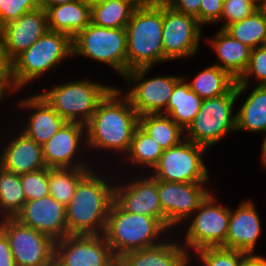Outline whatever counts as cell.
<instances>
[{"label":"cell","instance_id":"277c9868","mask_svg":"<svg viewBox=\"0 0 266 266\" xmlns=\"http://www.w3.org/2000/svg\"><path fill=\"white\" fill-rule=\"evenodd\" d=\"M167 229L159 219L125 212L113 201L103 235L118 258L126 252L160 244L155 240Z\"/></svg>","mask_w":266,"mask_h":266},{"label":"cell","instance_id":"d6a6232c","mask_svg":"<svg viewBox=\"0 0 266 266\" xmlns=\"http://www.w3.org/2000/svg\"><path fill=\"white\" fill-rule=\"evenodd\" d=\"M26 202L20 175L0 166V208L5 218H15Z\"/></svg>","mask_w":266,"mask_h":266},{"label":"cell","instance_id":"9a60e30c","mask_svg":"<svg viewBox=\"0 0 266 266\" xmlns=\"http://www.w3.org/2000/svg\"><path fill=\"white\" fill-rule=\"evenodd\" d=\"M204 183H178L158 180V196L167 228L190 218L210 193Z\"/></svg>","mask_w":266,"mask_h":266},{"label":"cell","instance_id":"d4e9b609","mask_svg":"<svg viewBox=\"0 0 266 266\" xmlns=\"http://www.w3.org/2000/svg\"><path fill=\"white\" fill-rule=\"evenodd\" d=\"M46 12L49 30L68 34L72 39L91 23V7L77 0L51 6Z\"/></svg>","mask_w":266,"mask_h":266},{"label":"cell","instance_id":"4fadbf2b","mask_svg":"<svg viewBox=\"0 0 266 266\" xmlns=\"http://www.w3.org/2000/svg\"><path fill=\"white\" fill-rule=\"evenodd\" d=\"M55 257L63 266H117L104 235H68L55 242Z\"/></svg>","mask_w":266,"mask_h":266},{"label":"cell","instance_id":"e575fe53","mask_svg":"<svg viewBox=\"0 0 266 266\" xmlns=\"http://www.w3.org/2000/svg\"><path fill=\"white\" fill-rule=\"evenodd\" d=\"M205 266H242L247 253L223 247H207L196 251Z\"/></svg>","mask_w":266,"mask_h":266},{"label":"cell","instance_id":"f35d334b","mask_svg":"<svg viewBox=\"0 0 266 266\" xmlns=\"http://www.w3.org/2000/svg\"><path fill=\"white\" fill-rule=\"evenodd\" d=\"M36 9V0H0V16L5 25Z\"/></svg>","mask_w":266,"mask_h":266},{"label":"cell","instance_id":"db71d44e","mask_svg":"<svg viewBox=\"0 0 266 266\" xmlns=\"http://www.w3.org/2000/svg\"><path fill=\"white\" fill-rule=\"evenodd\" d=\"M252 1L256 2L259 6H261L264 0H252Z\"/></svg>","mask_w":266,"mask_h":266},{"label":"cell","instance_id":"6da1fadb","mask_svg":"<svg viewBox=\"0 0 266 266\" xmlns=\"http://www.w3.org/2000/svg\"><path fill=\"white\" fill-rule=\"evenodd\" d=\"M113 87L99 102L96 111L85 125L88 147L129 152L139 116L126 96Z\"/></svg>","mask_w":266,"mask_h":266},{"label":"cell","instance_id":"83f0119b","mask_svg":"<svg viewBox=\"0 0 266 266\" xmlns=\"http://www.w3.org/2000/svg\"><path fill=\"white\" fill-rule=\"evenodd\" d=\"M236 81L227 71L212 65L196 75L188 85L203 100L227 94Z\"/></svg>","mask_w":266,"mask_h":266},{"label":"cell","instance_id":"f907efd6","mask_svg":"<svg viewBox=\"0 0 266 266\" xmlns=\"http://www.w3.org/2000/svg\"><path fill=\"white\" fill-rule=\"evenodd\" d=\"M44 266H63L59 260H57V258L54 256L47 264H45Z\"/></svg>","mask_w":266,"mask_h":266},{"label":"cell","instance_id":"2e32d148","mask_svg":"<svg viewBox=\"0 0 266 266\" xmlns=\"http://www.w3.org/2000/svg\"><path fill=\"white\" fill-rule=\"evenodd\" d=\"M15 219L21 224L49 236L54 241L69 235L66 207L51 195L26 201Z\"/></svg>","mask_w":266,"mask_h":266},{"label":"cell","instance_id":"d6986e66","mask_svg":"<svg viewBox=\"0 0 266 266\" xmlns=\"http://www.w3.org/2000/svg\"><path fill=\"white\" fill-rule=\"evenodd\" d=\"M84 129L86 126L83 124L66 122L42 145L43 160L47 168H88L79 161L73 162L80 146L81 135H85Z\"/></svg>","mask_w":266,"mask_h":266},{"label":"cell","instance_id":"c3c4849f","mask_svg":"<svg viewBox=\"0 0 266 266\" xmlns=\"http://www.w3.org/2000/svg\"><path fill=\"white\" fill-rule=\"evenodd\" d=\"M262 163L264 164V167L266 168V136L263 140V144H262Z\"/></svg>","mask_w":266,"mask_h":266},{"label":"cell","instance_id":"f1b7e54d","mask_svg":"<svg viewBox=\"0 0 266 266\" xmlns=\"http://www.w3.org/2000/svg\"><path fill=\"white\" fill-rule=\"evenodd\" d=\"M224 30L251 49L266 46V15L261 8L250 16L231 23Z\"/></svg>","mask_w":266,"mask_h":266},{"label":"cell","instance_id":"e0dca14e","mask_svg":"<svg viewBox=\"0 0 266 266\" xmlns=\"http://www.w3.org/2000/svg\"><path fill=\"white\" fill-rule=\"evenodd\" d=\"M114 187V202L125 212L141 214L159 219L166 227L158 196V180L150 178L133 181L127 186Z\"/></svg>","mask_w":266,"mask_h":266},{"label":"cell","instance_id":"30bf717a","mask_svg":"<svg viewBox=\"0 0 266 266\" xmlns=\"http://www.w3.org/2000/svg\"><path fill=\"white\" fill-rule=\"evenodd\" d=\"M0 229L9 240L16 266H44L55 256L56 241L15 218H3Z\"/></svg>","mask_w":266,"mask_h":266},{"label":"cell","instance_id":"816d5d0a","mask_svg":"<svg viewBox=\"0 0 266 266\" xmlns=\"http://www.w3.org/2000/svg\"><path fill=\"white\" fill-rule=\"evenodd\" d=\"M4 32H5V24L2 21L1 16H0V41H3L4 39Z\"/></svg>","mask_w":266,"mask_h":266},{"label":"cell","instance_id":"8fae6325","mask_svg":"<svg viewBox=\"0 0 266 266\" xmlns=\"http://www.w3.org/2000/svg\"><path fill=\"white\" fill-rule=\"evenodd\" d=\"M216 198L211 193L195 210L198 214L191 220L192 223L186 232V248L195 251L207 247H222L226 241L230 209L216 205Z\"/></svg>","mask_w":266,"mask_h":266},{"label":"cell","instance_id":"ab89813d","mask_svg":"<svg viewBox=\"0 0 266 266\" xmlns=\"http://www.w3.org/2000/svg\"><path fill=\"white\" fill-rule=\"evenodd\" d=\"M224 0H201L199 10V24L219 21L223 11Z\"/></svg>","mask_w":266,"mask_h":266},{"label":"cell","instance_id":"f6af8a7d","mask_svg":"<svg viewBox=\"0 0 266 266\" xmlns=\"http://www.w3.org/2000/svg\"><path fill=\"white\" fill-rule=\"evenodd\" d=\"M135 8L161 6L166 0H128Z\"/></svg>","mask_w":266,"mask_h":266},{"label":"cell","instance_id":"484cf974","mask_svg":"<svg viewBox=\"0 0 266 266\" xmlns=\"http://www.w3.org/2000/svg\"><path fill=\"white\" fill-rule=\"evenodd\" d=\"M186 78L182 77L174 86L169 98L165 115L169 116L185 131L201 108L203 100L189 88Z\"/></svg>","mask_w":266,"mask_h":266},{"label":"cell","instance_id":"60d3db41","mask_svg":"<svg viewBox=\"0 0 266 266\" xmlns=\"http://www.w3.org/2000/svg\"><path fill=\"white\" fill-rule=\"evenodd\" d=\"M166 4L179 12L196 18L199 22L201 0H166Z\"/></svg>","mask_w":266,"mask_h":266},{"label":"cell","instance_id":"74e56055","mask_svg":"<svg viewBox=\"0 0 266 266\" xmlns=\"http://www.w3.org/2000/svg\"><path fill=\"white\" fill-rule=\"evenodd\" d=\"M259 8L260 6L252 0H224L223 11L219 21L226 19V22L220 29H224L231 23L250 16Z\"/></svg>","mask_w":266,"mask_h":266},{"label":"cell","instance_id":"5bb4252c","mask_svg":"<svg viewBox=\"0 0 266 266\" xmlns=\"http://www.w3.org/2000/svg\"><path fill=\"white\" fill-rule=\"evenodd\" d=\"M201 25L196 18L163 4L164 61L187 57L198 50Z\"/></svg>","mask_w":266,"mask_h":266},{"label":"cell","instance_id":"681fc988","mask_svg":"<svg viewBox=\"0 0 266 266\" xmlns=\"http://www.w3.org/2000/svg\"><path fill=\"white\" fill-rule=\"evenodd\" d=\"M82 4L88 5L90 7L94 6L95 4H97L98 2H100L101 0H77Z\"/></svg>","mask_w":266,"mask_h":266},{"label":"cell","instance_id":"836d02e7","mask_svg":"<svg viewBox=\"0 0 266 266\" xmlns=\"http://www.w3.org/2000/svg\"><path fill=\"white\" fill-rule=\"evenodd\" d=\"M163 152L162 147L138 125L128 152L129 161L138 165L149 166L152 169L158 164Z\"/></svg>","mask_w":266,"mask_h":266},{"label":"cell","instance_id":"8992f818","mask_svg":"<svg viewBox=\"0 0 266 266\" xmlns=\"http://www.w3.org/2000/svg\"><path fill=\"white\" fill-rule=\"evenodd\" d=\"M112 88L80 80L58 85L40 95L66 122L86 125Z\"/></svg>","mask_w":266,"mask_h":266},{"label":"cell","instance_id":"5b68a950","mask_svg":"<svg viewBox=\"0 0 266 266\" xmlns=\"http://www.w3.org/2000/svg\"><path fill=\"white\" fill-rule=\"evenodd\" d=\"M73 57L72 38L65 33L48 30L31 47L11 62L12 80L16 89L25 87L56 64Z\"/></svg>","mask_w":266,"mask_h":266},{"label":"cell","instance_id":"7402d4cb","mask_svg":"<svg viewBox=\"0 0 266 266\" xmlns=\"http://www.w3.org/2000/svg\"><path fill=\"white\" fill-rule=\"evenodd\" d=\"M19 106L35 110L22 132L37 144H45L66 123L40 94L20 101Z\"/></svg>","mask_w":266,"mask_h":266},{"label":"cell","instance_id":"ba28073f","mask_svg":"<svg viewBox=\"0 0 266 266\" xmlns=\"http://www.w3.org/2000/svg\"><path fill=\"white\" fill-rule=\"evenodd\" d=\"M126 28H105L90 23L72 39L76 54L112 66L119 74L127 73Z\"/></svg>","mask_w":266,"mask_h":266},{"label":"cell","instance_id":"d590c367","mask_svg":"<svg viewBox=\"0 0 266 266\" xmlns=\"http://www.w3.org/2000/svg\"><path fill=\"white\" fill-rule=\"evenodd\" d=\"M255 74L258 85H266V46L257 47L251 50L250 60L246 71L236 81V94L240 96L246 91L250 74Z\"/></svg>","mask_w":266,"mask_h":266},{"label":"cell","instance_id":"7dc6e473","mask_svg":"<svg viewBox=\"0 0 266 266\" xmlns=\"http://www.w3.org/2000/svg\"><path fill=\"white\" fill-rule=\"evenodd\" d=\"M36 1L38 8L46 11L51 6L67 4L73 2L74 0H36Z\"/></svg>","mask_w":266,"mask_h":266},{"label":"cell","instance_id":"1f68e13d","mask_svg":"<svg viewBox=\"0 0 266 266\" xmlns=\"http://www.w3.org/2000/svg\"><path fill=\"white\" fill-rule=\"evenodd\" d=\"M91 168H48L49 193L65 207L72 199L80 180Z\"/></svg>","mask_w":266,"mask_h":266},{"label":"cell","instance_id":"cb8c5ba5","mask_svg":"<svg viewBox=\"0 0 266 266\" xmlns=\"http://www.w3.org/2000/svg\"><path fill=\"white\" fill-rule=\"evenodd\" d=\"M210 43L217 52V59L222 62L221 65H213L227 71L238 80L248 67L252 49L232 38L224 29H220Z\"/></svg>","mask_w":266,"mask_h":266},{"label":"cell","instance_id":"7c38bea8","mask_svg":"<svg viewBox=\"0 0 266 266\" xmlns=\"http://www.w3.org/2000/svg\"><path fill=\"white\" fill-rule=\"evenodd\" d=\"M149 69L150 67L133 69L123 76L128 80V83L133 84L131 83L133 81L136 83L125 96L138 116L146 114L165 115V109L173 88L182 77L164 76L143 80Z\"/></svg>","mask_w":266,"mask_h":266},{"label":"cell","instance_id":"8d00e7d4","mask_svg":"<svg viewBox=\"0 0 266 266\" xmlns=\"http://www.w3.org/2000/svg\"><path fill=\"white\" fill-rule=\"evenodd\" d=\"M20 181L26 195V201L37 200L50 195L47 167L20 175Z\"/></svg>","mask_w":266,"mask_h":266},{"label":"cell","instance_id":"44dd1931","mask_svg":"<svg viewBox=\"0 0 266 266\" xmlns=\"http://www.w3.org/2000/svg\"><path fill=\"white\" fill-rule=\"evenodd\" d=\"M12 140L0 156V166L5 170L22 175L46 167L42 145L37 144L23 132Z\"/></svg>","mask_w":266,"mask_h":266},{"label":"cell","instance_id":"bcb514c9","mask_svg":"<svg viewBox=\"0 0 266 266\" xmlns=\"http://www.w3.org/2000/svg\"><path fill=\"white\" fill-rule=\"evenodd\" d=\"M242 266H266V258L251 254L245 258Z\"/></svg>","mask_w":266,"mask_h":266},{"label":"cell","instance_id":"ac0fdd59","mask_svg":"<svg viewBox=\"0 0 266 266\" xmlns=\"http://www.w3.org/2000/svg\"><path fill=\"white\" fill-rule=\"evenodd\" d=\"M48 30L47 12L40 8L6 24L3 45L7 58L12 62Z\"/></svg>","mask_w":266,"mask_h":266},{"label":"cell","instance_id":"603a6c76","mask_svg":"<svg viewBox=\"0 0 266 266\" xmlns=\"http://www.w3.org/2000/svg\"><path fill=\"white\" fill-rule=\"evenodd\" d=\"M174 243H160L126 252L117 258V266H188V251Z\"/></svg>","mask_w":266,"mask_h":266},{"label":"cell","instance_id":"3957f363","mask_svg":"<svg viewBox=\"0 0 266 266\" xmlns=\"http://www.w3.org/2000/svg\"><path fill=\"white\" fill-rule=\"evenodd\" d=\"M162 31L163 4L134 9L126 25L127 72L164 61Z\"/></svg>","mask_w":266,"mask_h":266},{"label":"cell","instance_id":"b9f144b4","mask_svg":"<svg viewBox=\"0 0 266 266\" xmlns=\"http://www.w3.org/2000/svg\"><path fill=\"white\" fill-rule=\"evenodd\" d=\"M0 266H16L9 240L0 229Z\"/></svg>","mask_w":266,"mask_h":266},{"label":"cell","instance_id":"4dcf8cb0","mask_svg":"<svg viewBox=\"0 0 266 266\" xmlns=\"http://www.w3.org/2000/svg\"><path fill=\"white\" fill-rule=\"evenodd\" d=\"M134 9L128 0H101L91 7V23L105 28H126Z\"/></svg>","mask_w":266,"mask_h":266},{"label":"cell","instance_id":"f5cc1de1","mask_svg":"<svg viewBox=\"0 0 266 266\" xmlns=\"http://www.w3.org/2000/svg\"><path fill=\"white\" fill-rule=\"evenodd\" d=\"M260 8L264 11L265 15H266V0L263 1L262 5L260 6Z\"/></svg>","mask_w":266,"mask_h":266},{"label":"cell","instance_id":"7a4b0ae2","mask_svg":"<svg viewBox=\"0 0 266 266\" xmlns=\"http://www.w3.org/2000/svg\"><path fill=\"white\" fill-rule=\"evenodd\" d=\"M94 172L90 170L80 180L66 206L69 235L104 234L108 212L114 201V187Z\"/></svg>","mask_w":266,"mask_h":266},{"label":"cell","instance_id":"ee69618b","mask_svg":"<svg viewBox=\"0 0 266 266\" xmlns=\"http://www.w3.org/2000/svg\"><path fill=\"white\" fill-rule=\"evenodd\" d=\"M0 74H12L11 61L6 56L3 41H0Z\"/></svg>","mask_w":266,"mask_h":266},{"label":"cell","instance_id":"7bdbcfd3","mask_svg":"<svg viewBox=\"0 0 266 266\" xmlns=\"http://www.w3.org/2000/svg\"><path fill=\"white\" fill-rule=\"evenodd\" d=\"M7 90L18 91L13 83L12 74H0V100H2Z\"/></svg>","mask_w":266,"mask_h":266},{"label":"cell","instance_id":"9c48e42d","mask_svg":"<svg viewBox=\"0 0 266 266\" xmlns=\"http://www.w3.org/2000/svg\"><path fill=\"white\" fill-rule=\"evenodd\" d=\"M178 145L164 150L152 175L157 180L178 183H205L209 173L202 156L206 147L184 139Z\"/></svg>","mask_w":266,"mask_h":266},{"label":"cell","instance_id":"f546056e","mask_svg":"<svg viewBox=\"0 0 266 266\" xmlns=\"http://www.w3.org/2000/svg\"><path fill=\"white\" fill-rule=\"evenodd\" d=\"M139 126L149 134L163 150L178 145L186 134L174 120L164 114H146L139 116Z\"/></svg>","mask_w":266,"mask_h":266},{"label":"cell","instance_id":"52a82bcc","mask_svg":"<svg viewBox=\"0 0 266 266\" xmlns=\"http://www.w3.org/2000/svg\"><path fill=\"white\" fill-rule=\"evenodd\" d=\"M236 85L218 97L203 99L201 108L183 137L206 148L219 142L226 134L236 130V115L232 116L233 105L238 95Z\"/></svg>","mask_w":266,"mask_h":266},{"label":"cell","instance_id":"ffe728a7","mask_svg":"<svg viewBox=\"0 0 266 266\" xmlns=\"http://www.w3.org/2000/svg\"><path fill=\"white\" fill-rule=\"evenodd\" d=\"M260 234L261 222L254 204L242 202L234 212L230 210L227 237L222 247L251 255Z\"/></svg>","mask_w":266,"mask_h":266},{"label":"cell","instance_id":"4316f807","mask_svg":"<svg viewBox=\"0 0 266 266\" xmlns=\"http://www.w3.org/2000/svg\"><path fill=\"white\" fill-rule=\"evenodd\" d=\"M236 115V131H266V85H257Z\"/></svg>","mask_w":266,"mask_h":266}]
</instances>
